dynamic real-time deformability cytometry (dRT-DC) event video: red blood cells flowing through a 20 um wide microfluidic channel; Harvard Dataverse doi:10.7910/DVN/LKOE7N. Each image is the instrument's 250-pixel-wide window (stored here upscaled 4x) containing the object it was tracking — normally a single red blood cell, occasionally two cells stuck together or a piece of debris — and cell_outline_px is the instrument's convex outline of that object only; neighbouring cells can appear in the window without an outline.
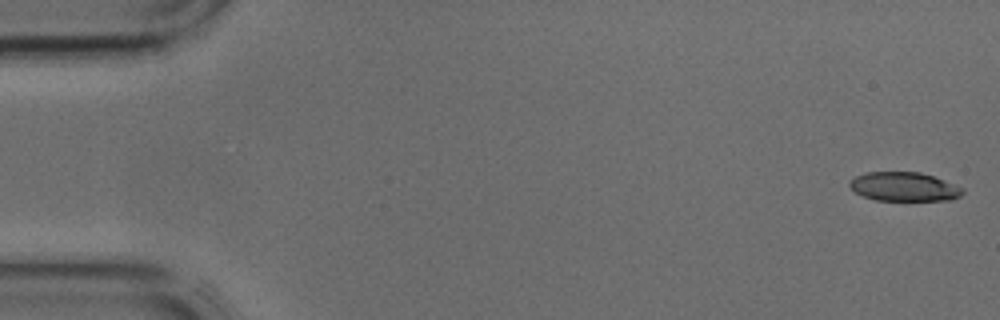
{"species": "common noctule bat (a hibernating species)", "species_latin": "Nyctalus noctula", "temperature_condition": "cold", "stored_images_in_passage": 39, "camera_frame_rate_fps": 3000, "um_per_image_px": 0.085, "animal": {"sex": "male", "body_mass_g": 17.9, "forearm_length_mm": 54.2}, "frame": {"image": 1, "passage_image": 1, "time_ms": 0.0, "image_size_px": [1000, 320], "cell_outline_px": [[964, 192], [960, 196], [952, 200], [876, 200], [864, 196], [856, 192], [848, 184], [856, 176], [868, 172], [920, 172], [932, 176], [964, 188]], "centroid_in_image_um": [76.87, 15.87], "position_along_channel_um": 8.1, "area_um2": 18.84}}
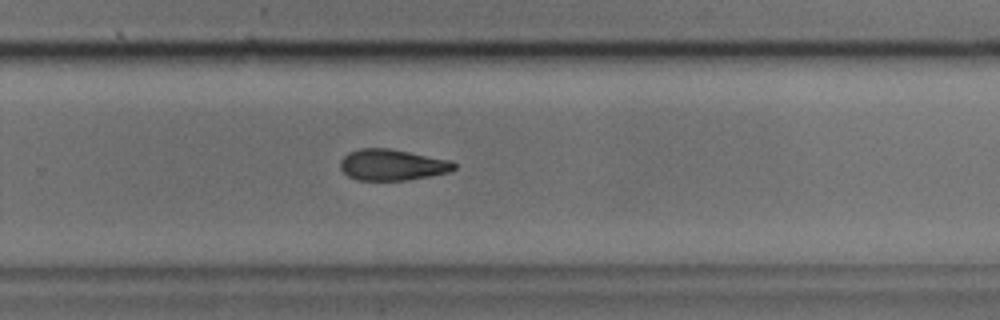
{"frame": {"image": 2, "passage_image": 28, "time_ms": 9.0, "image_size_px": [1000, 320], "cell_outline_px": [[456, 168], [448, 172], [428, 176], [404, 180], [356, 180], [348, 176], [340, 168], [340, 160], [348, 152], [360, 148], [388, 148], [452, 160], [456, 164]], "centroid_in_image_um": [33.32, 14.0], "position_along_channel_um": 296.5, "area_um2": 20.63}}
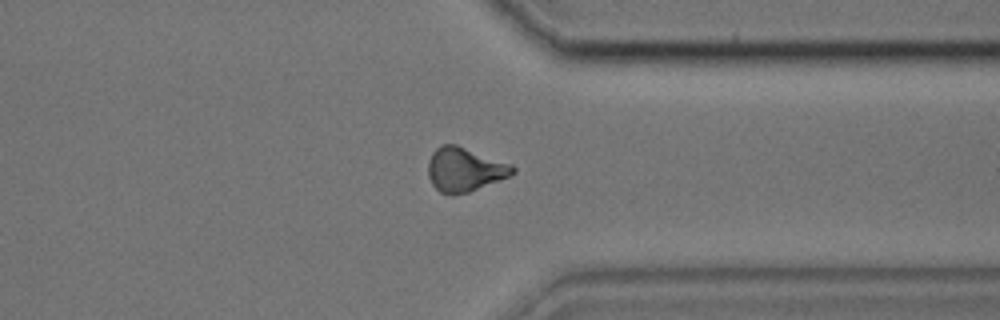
{"frame": {"image": 3, "passage_image": 33, "time_ms": 10.667, "image_size_px": [1000, 320], "cell_outline_px": [[516, 172], [508, 176], [468, 192], [452, 196], [440, 192], [432, 184], [428, 176], [428, 160], [432, 152], [436, 148], [444, 144], [456, 144], [512, 164], [516, 168]], "centroid_in_image_um": [39.47, 14.4], "position_along_channel_um": 371.9, "area_um2": 21.68}}